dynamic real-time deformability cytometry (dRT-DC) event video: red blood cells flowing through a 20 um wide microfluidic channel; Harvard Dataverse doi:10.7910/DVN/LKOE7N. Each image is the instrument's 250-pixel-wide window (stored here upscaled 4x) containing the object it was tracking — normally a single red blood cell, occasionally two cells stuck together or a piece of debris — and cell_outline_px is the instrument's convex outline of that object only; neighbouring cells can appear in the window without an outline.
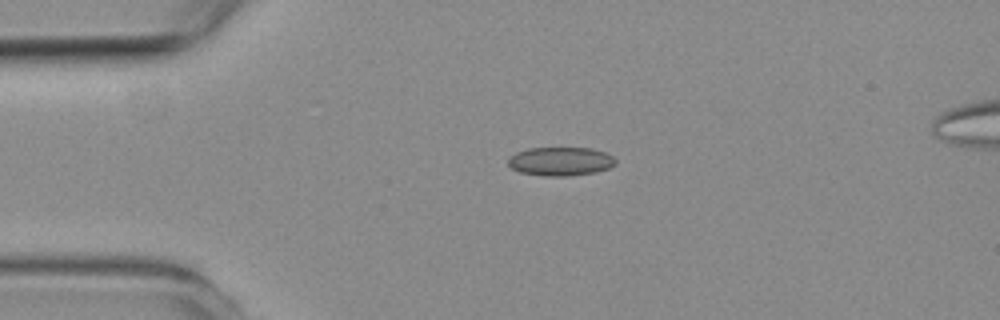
{"species": "common noctule bat (a hibernating species)", "species_latin": "Nyctalus noctula", "temperature_condition": "room temperature", "stored_images_in_passage": 4, "camera_frame_rate_fps": 3000, "um_per_image_px": 0.085, "animal": {"sex": "female", "body_mass_g": 19.3, "forearm_length_mm": 54.1}, "frame": {"image": 1, "passage_image": 2, "time_ms": 2.333, "image_size_px": [1000, 320], "cell_outline_px": [[616, 164], [608, 168], [596, 172], [568, 176], [544, 176], [520, 172], [512, 168], [508, 164], [508, 156], [516, 152], [528, 148], [592, 148], [608, 152], [616, 160]], "centroid_in_image_um": [47.65, 13.71], "position_along_channel_um": 37.3, "area_um2": 18.15}}